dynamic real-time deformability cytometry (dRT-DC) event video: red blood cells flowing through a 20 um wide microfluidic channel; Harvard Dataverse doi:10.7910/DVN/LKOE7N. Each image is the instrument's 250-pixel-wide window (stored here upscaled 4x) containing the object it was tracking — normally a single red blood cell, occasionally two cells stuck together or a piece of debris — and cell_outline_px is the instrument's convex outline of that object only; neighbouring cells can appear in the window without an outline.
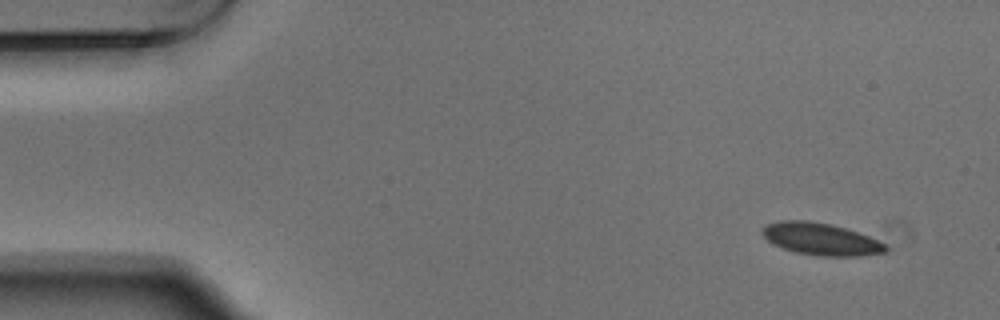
{"species": "Egyptian fruit bat (a non-hibernating species)", "species_latin": "Rousettus aegyptiacus", "temperature_condition": "warm", "stored_images_in_passage": 6, "camera_frame_rate_fps": 3000, "um_per_image_px": 0.085, "animal": {"sex": "male"}, "frame": {"image": 1, "passage_image": 1, "time_ms": 0.0, "image_size_px": [1000, 320], "cell_outline_px": [[888, 248], [884, 252], [860, 256], [820, 256], [796, 252], [772, 244], [760, 232], [768, 224], [780, 220], [808, 220], [832, 224], [868, 236], [884, 244]], "centroid_in_image_um": [69.74, 20.31], "position_along_channel_um": 15.3, "area_um2": 22.83}}
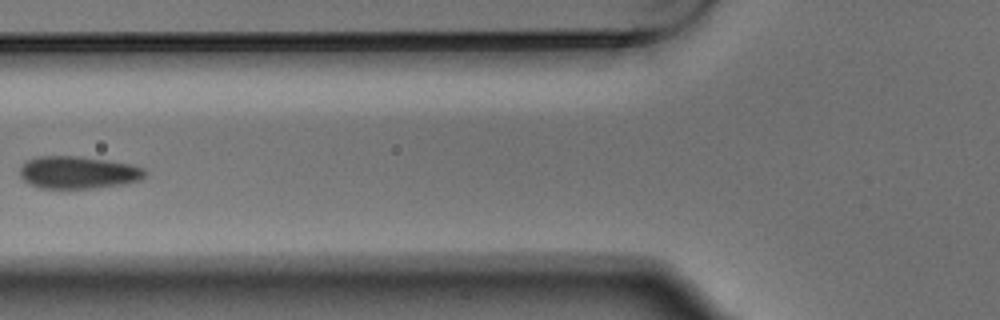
{"frame": {"image": 2, "passage_image": 5, "time_ms": 1.333, "image_size_px": [1000, 320], "cell_outline_px": [[148, 176], [140, 180], [124, 184], [92, 188], [40, 188], [28, 184], [20, 176], [20, 168], [28, 160], [36, 156], [80, 156], [108, 160], [132, 164], [144, 168], [148, 172]], "centroid_in_image_um": [6.69, 14.65], "position_along_channel_um": 119.1, "area_um2": 23.93}}
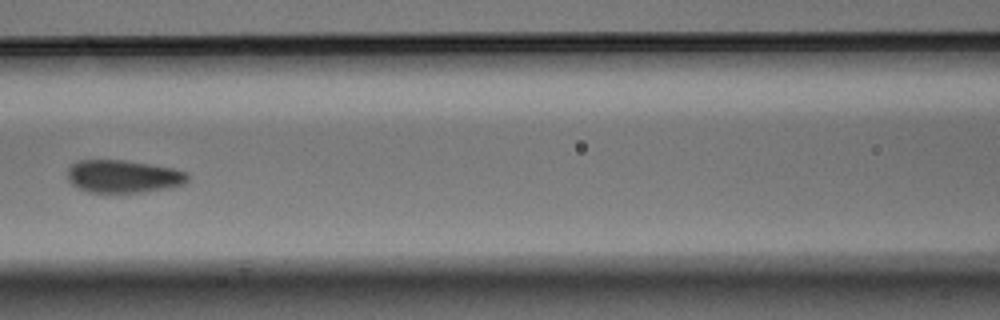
{"frame": {"image": 3, "passage_image": 6, "time_ms": 1.667, "image_size_px": [1000, 320], "cell_outline_px": [[188, 180], [184, 184], [176, 188], [140, 192], [88, 192], [72, 184], [68, 180], [68, 168], [72, 164], [80, 160], [124, 160], [172, 168], [188, 172]], "centroid_in_image_um": [10.52, 15.0], "position_along_channel_um": 156.1, "area_um2": 23.0}}